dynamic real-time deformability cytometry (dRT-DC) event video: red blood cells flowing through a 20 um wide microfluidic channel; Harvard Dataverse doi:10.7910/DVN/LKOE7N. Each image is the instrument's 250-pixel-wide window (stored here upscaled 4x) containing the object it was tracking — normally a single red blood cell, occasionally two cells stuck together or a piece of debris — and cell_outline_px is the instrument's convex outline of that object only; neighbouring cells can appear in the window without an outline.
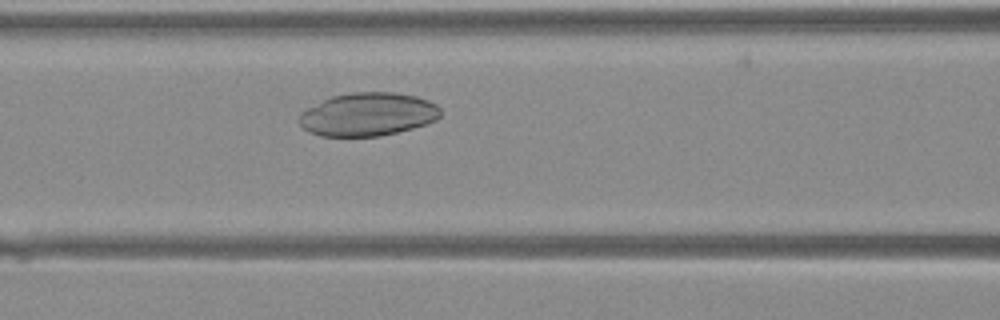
{"species": "Egyptian fruit bat (a non-hibernating species)", "species_latin": "Rousettus aegyptiacus", "temperature_condition": "warm", "stored_images_in_passage": 11, "camera_frame_rate_fps": 3000, "um_per_image_px": 0.085, "animal": {"sex": "female"}, "frame": {"image": 1, "passage_image": 10, "time_ms": 3.0, "image_size_px": [1000, 320], "cell_outline_px": [[440, 116], [436, 120], [428, 124], [380, 136], [320, 136], [308, 132], [296, 120], [300, 112], [332, 96], [352, 92], [396, 92], [416, 96], [428, 100], [436, 104], [440, 108]], "centroid_in_image_um": [31.26, 9.72], "position_along_channel_um": 135.3, "area_um2": 35.78}}